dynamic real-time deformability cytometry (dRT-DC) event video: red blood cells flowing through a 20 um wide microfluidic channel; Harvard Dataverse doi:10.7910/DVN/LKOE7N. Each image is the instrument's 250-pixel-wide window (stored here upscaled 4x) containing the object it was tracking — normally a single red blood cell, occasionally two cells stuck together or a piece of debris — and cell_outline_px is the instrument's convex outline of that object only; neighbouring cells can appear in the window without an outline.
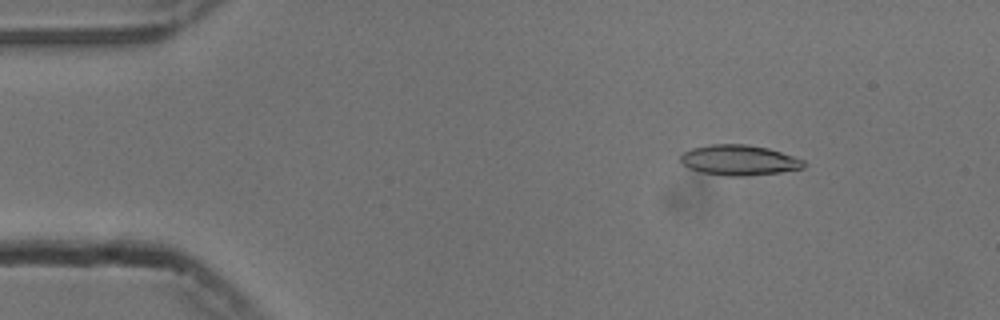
{"species": "common noctule bat (a hibernating species)", "species_latin": "Nyctalus noctula", "temperature_condition": "cold", "stored_images_in_passage": 53, "camera_frame_rate_fps": 3000, "um_per_image_px": 0.085, "animal": {"sex": "male", "body_mass_g": 13.3}, "frame": {"image": 1, "passage_image": 6, "time_ms": 1.667, "image_size_px": [1000, 320], "cell_outline_px": [[808, 164], [804, 168], [780, 172], [748, 176], [724, 176], [700, 172], [688, 168], [680, 160], [680, 156], [684, 152], [692, 148], [712, 144], [744, 144], [768, 148], [804, 160]], "centroid_in_image_um": [62.83, 13.62], "position_along_channel_um": 22.2, "area_um2": 21.85}}
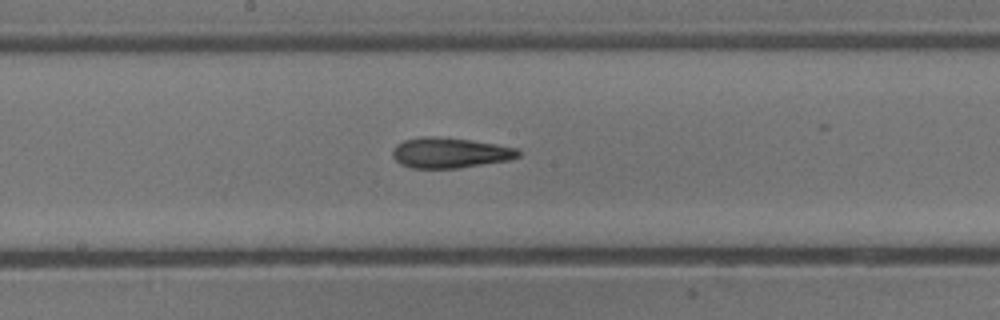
{"frame": {"image": 2, "passage_image": 27, "time_ms": 8.667, "image_size_px": [1000, 320], "cell_outline_px": [[520, 156], [508, 160], [456, 168], [412, 168], [400, 164], [392, 156], [392, 152], [396, 144], [404, 140], [424, 136], [436, 136], [472, 140], [496, 144], [516, 148], [520, 152]], "centroid_in_image_um": [38.21, 12.98], "position_along_channel_um": 210.0, "area_um2": 22.2}}
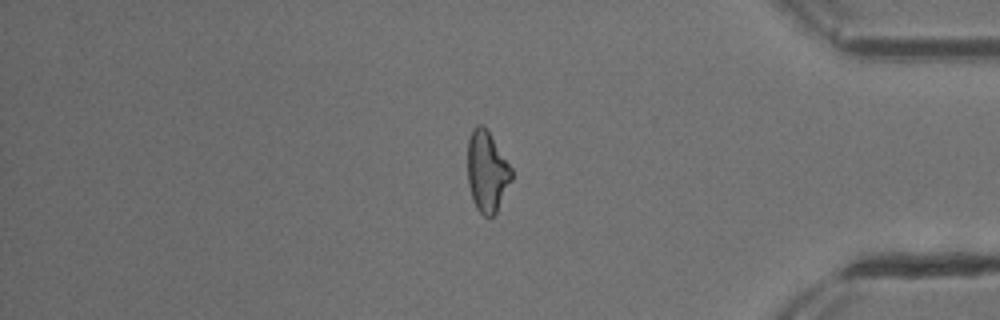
{"frame": {"image": 3, "passage_image": 44, "time_ms": 14.333, "image_size_px": [1000, 320], "cell_outline_px": [[512, 180], [496, 212], [492, 216], [484, 216], [476, 208], [472, 200], [468, 184], [468, 140], [472, 128], [476, 124], [484, 124], [512, 168]], "centroid_in_image_um": [41.39, 14.56], "position_along_channel_um": 393.8, "area_um2": 20.81}, "authors_computed_cell_mechanics": {"area_um2": 21.7328, "velocity_mm_per_s": 3.7723, "shape_relaxation_time_tau1_ms": 10.4771, "shape_relaxation_time_tau2_ms": 3.9606, "deformation_change_tau1": 0.2162, "deformation_change_tau2": 0.1228}}